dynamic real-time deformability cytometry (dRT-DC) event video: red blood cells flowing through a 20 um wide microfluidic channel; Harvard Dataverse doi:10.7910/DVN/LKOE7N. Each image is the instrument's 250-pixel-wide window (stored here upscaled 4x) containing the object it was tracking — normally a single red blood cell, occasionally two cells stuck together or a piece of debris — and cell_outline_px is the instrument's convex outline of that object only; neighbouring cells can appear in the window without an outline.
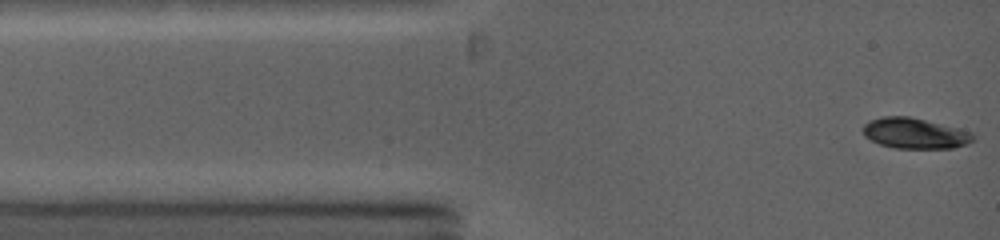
{"species": "common noctule bat (a hibernating species)", "species_latin": "Nyctalus noctula", "temperature_condition": "warm", "stored_images_in_passage": 43, "camera_frame_rate_fps": 5000, "um_per_image_px": 0.085, "animal": {"sex": "female", "body_mass_g": 19.0, "forearm_length_mm": 53.3}, "frame": {"image": 1, "passage_image": 1, "time_ms": 0.0, "image_size_px": [1000, 240], "cell_outline_px": [[976, 136], [968, 144], [952, 148], [892, 148], [880, 144], [864, 136], [864, 124], [868, 120], [880, 116], [908, 116], [960, 128], [972, 132]], "centroid_in_image_um": [77.77, 11.32], "position_along_channel_um": 7.2, "area_um2": 19.77}}
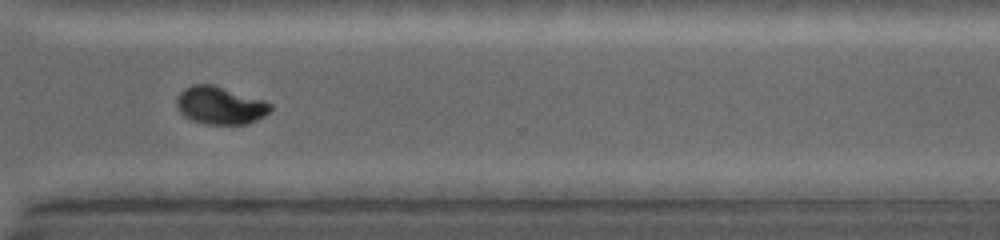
{"frame": {"image": 2, "passage_image": 28, "time_ms": 9.4, "image_size_px": [1000, 240], "cell_outline_px": [[272, 108], [264, 116], [256, 120], [244, 124], [208, 124], [192, 120], [184, 116], [180, 112], [176, 104], [176, 100], [180, 92], [184, 88], [192, 84], [212, 84], [264, 100], [272, 104]], "centroid_in_image_um": [18.7, 8.95], "position_along_channel_um": 351.9, "area_um2": 20.52}}
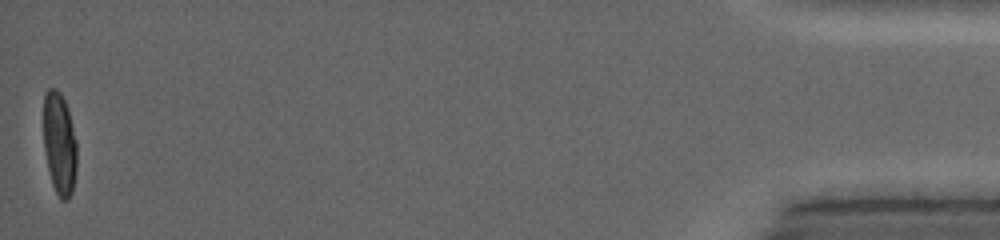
{"frame": {"image": 3, "passage_image": 43, "time_ms": 14.6, "image_size_px": [1000, 240], "cell_outline_px": [[76, 172], [72, 192], [68, 200], [60, 200], [52, 184], [48, 168], [44, 148], [44, 92], [48, 88], [56, 88], [60, 92], [68, 108], [76, 140]], "centroid_in_image_um": [5.05, 12.2], "position_along_channel_um": 430.1, "area_um2": 20.0}, "authors_computed_cell_mechanics": {"area_um2": 20.519, "velocity_mm_per_s": 4.2348, "shape_relaxation_time_tau1_ms": 3.0355, "shape_relaxation_time_tau2_ms": null, "deformation_change_tau1": 0.1853, "deformation_change_tau2": null}}